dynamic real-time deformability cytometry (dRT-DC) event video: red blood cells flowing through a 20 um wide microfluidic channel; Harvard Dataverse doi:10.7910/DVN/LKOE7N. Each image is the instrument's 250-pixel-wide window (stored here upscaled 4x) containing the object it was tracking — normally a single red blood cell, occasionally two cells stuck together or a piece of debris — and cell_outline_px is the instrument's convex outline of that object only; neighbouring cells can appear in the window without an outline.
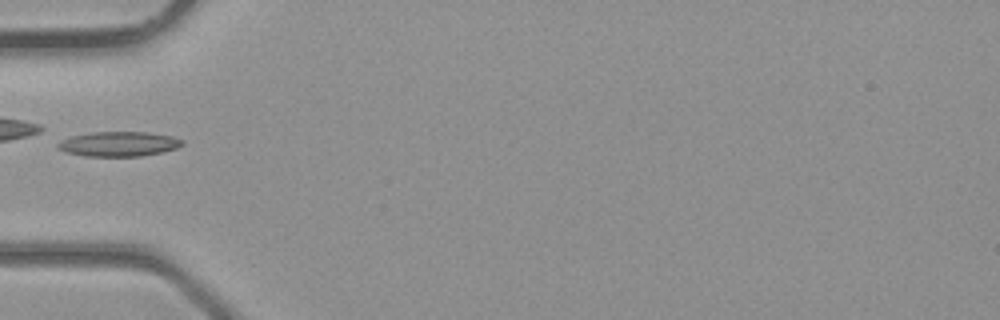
{"species": "common noctule bat (a hibernating species)", "species_latin": "Nyctalus noctula", "temperature_condition": "room temperature", "stored_images_in_passage": 11, "camera_frame_rate_fps": 3000, "um_per_image_px": 0.085, "animal": {"sex": "male", "body_mass_g": 23.1, "forearm_length_mm": 52.7}, "frame": {"image": 1, "passage_image": 1, "time_ms": 0.0, "image_size_px": [1000, 320], "cell_outline_px": [[184, 144], [176, 148], [160, 152], [140, 156], [84, 156], [64, 152], [56, 148], [56, 144], [60, 140], [72, 136], [92, 132], [148, 132], [172, 136], [184, 140]], "centroid_in_image_um": [10.06, 12.23], "position_along_channel_um": 74.9, "area_um2": 18.03}}
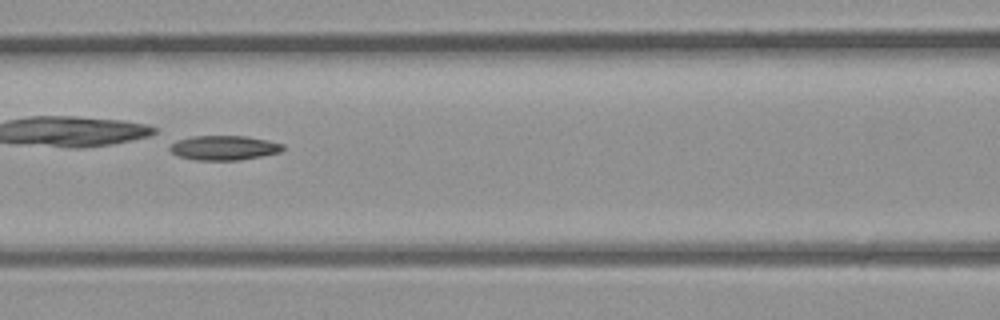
{"frame": {"image": 2, "passage_image": 5, "time_ms": 1.333, "image_size_px": [1000, 320], "cell_outline_px": [[284, 148], [280, 152], [240, 160], [196, 160], [180, 156], [172, 152], [168, 148], [168, 144], [176, 140], [192, 136], [248, 136], [268, 140], [284, 144]], "centroid_in_image_um": [19.02, 12.55], "position_along_channel_um": 147.6, "area_um2": 16.24}}